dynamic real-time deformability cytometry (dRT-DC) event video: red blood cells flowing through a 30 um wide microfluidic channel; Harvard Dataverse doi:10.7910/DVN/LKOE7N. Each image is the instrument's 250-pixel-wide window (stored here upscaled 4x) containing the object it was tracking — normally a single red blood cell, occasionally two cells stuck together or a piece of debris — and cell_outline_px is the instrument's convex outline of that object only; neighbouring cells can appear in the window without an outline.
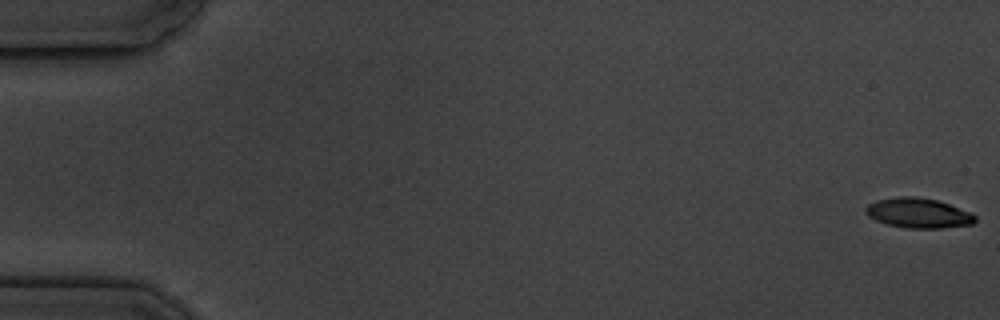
{"species": "common noctule bat (a hibernating species)", "species_latin": "Nyctalus noctula", "temperature_condition": "cold", "stored_images_in_passage": 5, "camera_frame_rate_fps": 3000, "um_per_image_px": 0.085, "animal": {"sex": "male", "body_mass_g": 19.5, "forearm_length_mm": 54.6}, "frame": {"image": 1, "passage_image": 1, "time_ms": 0.0, "image_size_px": [1000, 320], "cell_outline_px": [[976, 220], [972, 224], [940, 228], [904, 228], [888, 224], [876, 220], [868, 216], [864, 212], [864, 208], [868, 204], [876, 200], [896, 196], [916, 196], [936, 200], [972, 212], [976, 216]], "centroid_in_image_um": [78.03, 18.1], "position_along_channel_um": 7.0, "area_um2": 19.19}}
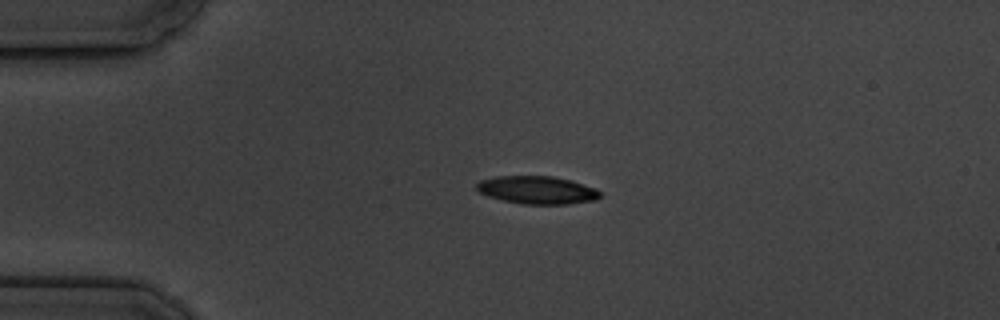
{"frame": {"image": 2, "passage_image": 4, "time_ms": 4.333, "image_size_px": [1000, 320], "cell_outline_px": [[600, 196], [596, 200], [568, 204], [524, 204], [504, 200], [488, 196], [480, 192], [476, 188], [476, 184], [480, 180], [496, 176], [552, 176], [568, 180], [592, 188], [600, 192]], "centroid_in_image_um": [45.61, 16.15], "position_along_channel_um": 39.4, "area_um2": 19.71}}